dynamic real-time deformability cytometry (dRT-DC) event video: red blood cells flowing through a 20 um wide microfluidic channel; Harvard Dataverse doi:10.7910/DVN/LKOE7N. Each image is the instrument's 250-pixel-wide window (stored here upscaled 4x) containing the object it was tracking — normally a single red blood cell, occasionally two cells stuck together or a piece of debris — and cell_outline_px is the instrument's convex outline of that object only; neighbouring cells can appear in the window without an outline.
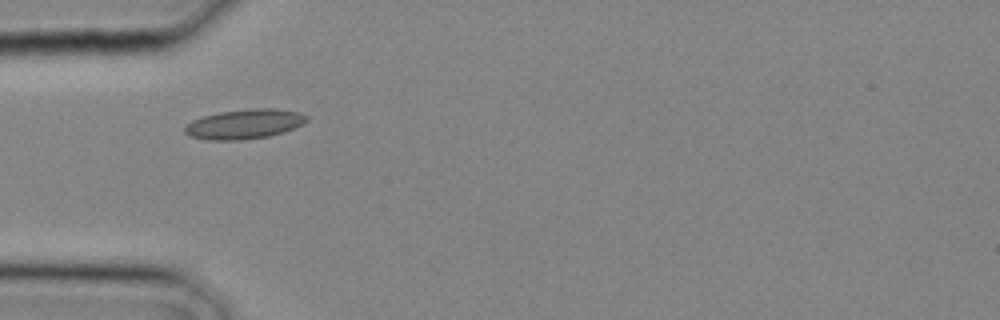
{"species": "common noctule bat (a hibernating species)", "species_latin": "Nyctalus noctula", "temperature_condition": "cold", "stored_images_in_passage": 1, "camera_frame_rate_fps": 3000, "um_per_image_px": 0.085, "animal": {"sex": "male", "body_mass_g": 20.4}, "frame": {"image": 1, "passage_image": 1, "time_ms": 0.0, "image_size_px": [1000, 320], "cell_outline_px": [[308, 120], [304, 124], [296, 128], [284, 132], [268, 136], [240, 140], [208, 140], [188, 136], [184, 132], [184, 124], [192, 120], [204, 116], [220, 112], [252, 108], [276, 108], [300, 112], [308, 116]], "centroid_in_image_um": [20.79, 10.54], "position_along_channel_um": 64.2, "area_um2": 21.39}}